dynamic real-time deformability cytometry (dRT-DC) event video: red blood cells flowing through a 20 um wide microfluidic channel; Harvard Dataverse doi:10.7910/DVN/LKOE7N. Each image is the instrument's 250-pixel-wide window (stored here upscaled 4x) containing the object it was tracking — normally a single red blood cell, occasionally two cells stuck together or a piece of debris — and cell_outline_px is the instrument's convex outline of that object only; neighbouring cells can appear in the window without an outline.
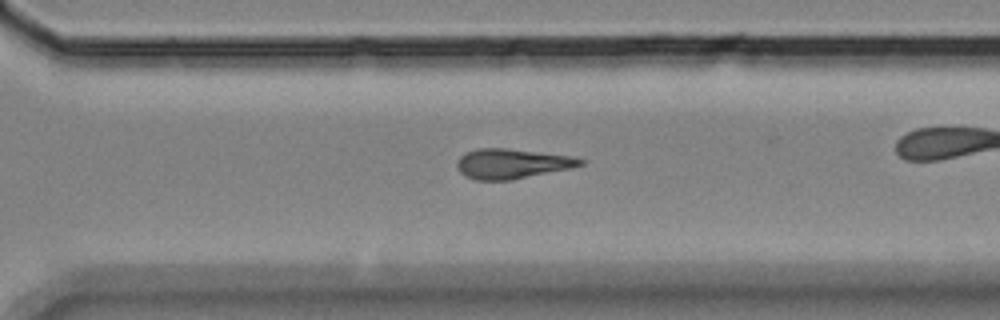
{"species": "Egyptian fruit bat (a non-hibernating species)", "species_latin": "Rousettus aegyptiacus", "temperature_condition": "room temperature", "stored_images_in_passage": 38, "camera_frame_rate_fps": 3000, "um_per_image_px": 0.085, "animal": {"sex": "female"}, "frame": {"image": 1, "passage_image": 27, "time_ms": 8.667, "image_size_px": [1000, 320], "cell_outline_px": [[584, 164], [572, 168], [512, 180], [476, 180], [464, 176], [456, 168], [456, 164], [460, 156], [464, 152], [476, 148], [508, 148], [568, 156], [584, 160]], "centroid_in_image_um": [43.45, 13.92], "position_along_channel_um": 327.1, "area_um2": 21.56}}